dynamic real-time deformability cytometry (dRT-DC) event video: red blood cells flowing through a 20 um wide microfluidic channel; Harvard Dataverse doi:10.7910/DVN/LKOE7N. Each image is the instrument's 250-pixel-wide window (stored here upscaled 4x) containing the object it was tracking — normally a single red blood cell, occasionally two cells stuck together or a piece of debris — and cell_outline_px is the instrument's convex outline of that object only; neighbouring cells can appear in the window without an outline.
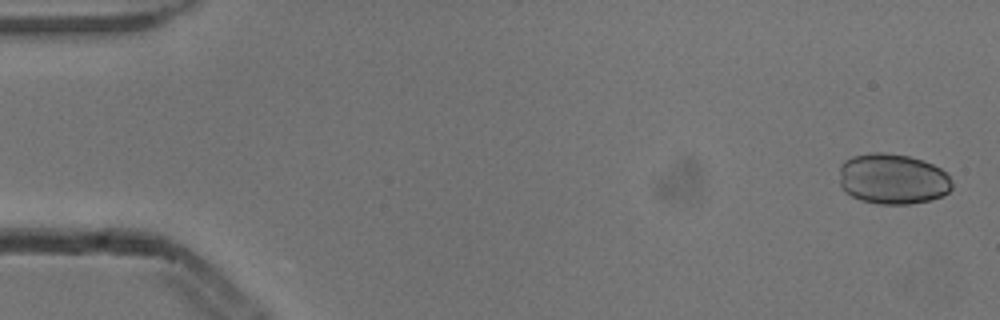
{"species": "common noctule bat (a hibernating species)", "species_latin": "Nyctalus noctula", "temperature_condition": "cold", "stored_images_in_passage": 5, "camera_frame_rate_fps": 3000, "um_per_image_px": 0.085, "animal": {"sex": "male", "body_mass_g": 13.3}, "frame": {"image": 1, "passage_image": 1, "time_ms": 0.0, "image_size_px": [1000, 320], "cell_outline_px": [[952, 188], [948, 192], [940, 196], [928, 200], [908, 204], [880, 204], [860, 200], [844, 192], [840, 184], [840, 164], [844, 160], [852, 156], [868, 152], [884, 152], [908, 156], [924, 160], [940, 168], [952, 180]], "centroid_in_image_um": [75.84, 15.19], "position_along_channel_um": 9.2, "area_um2": 33.41}}
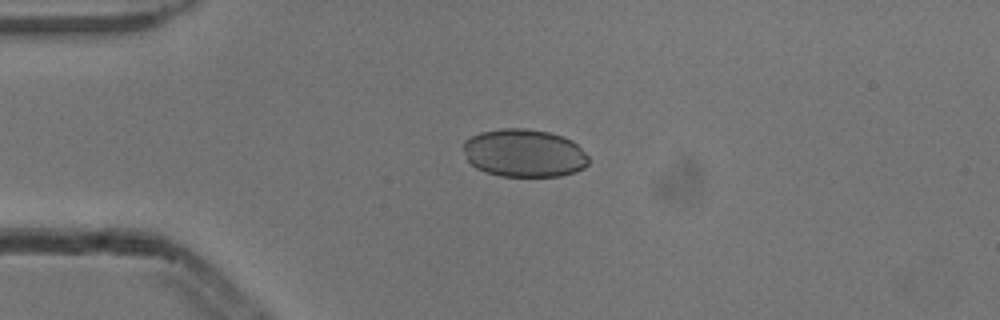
{"frame": {"image": 2, "passage_image": 4, "time_ms": 1.0, "image_size_px": [1000, 320], "cell_outline_px": [[588, 164], [584, 168], [576, 172], [560, 176], [500, 176], [484, 172], [476, 168], [468, 160], [464, 148], [464, 140], [480, 132], [504, 128], [524, 128], [548, 132], [572, 140], [588, 156]], "centroid_in_image_um": [44.55, 13.02], "position_along_channel_um": 40.4, "area_um2": 34.91}}